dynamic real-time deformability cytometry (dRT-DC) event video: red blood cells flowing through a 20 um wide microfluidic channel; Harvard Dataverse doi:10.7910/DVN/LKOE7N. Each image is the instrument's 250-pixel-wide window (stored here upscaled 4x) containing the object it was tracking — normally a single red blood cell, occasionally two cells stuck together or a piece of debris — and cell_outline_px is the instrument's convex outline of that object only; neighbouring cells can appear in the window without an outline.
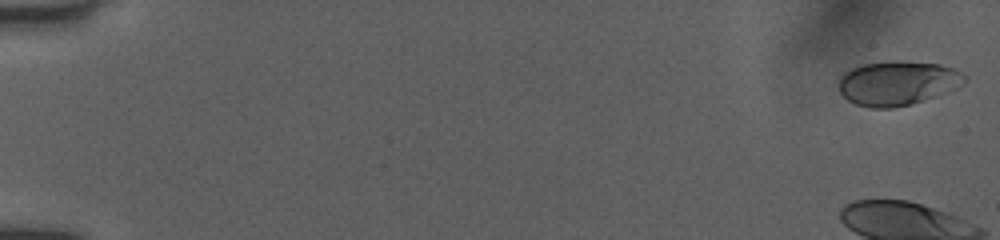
{"species": "human", "species_latin": "Homo sapiens", "temperature_condition": "room temperature", "stored_images_in_passage": 14, "camera_frame_rate_fps": 3000, "um_per_image_px": 0.085, "donor": {"sex": "female"}, "frame": {"image": 1, "passage_image": 1, "time_ms": 0.0, "image_size_px": [1000, 240], "cell_outline_px": [[964, 84], [936, 96], [908, 104], [892, 108], [872, 108], [856, 104], [848, 100], [840, 92], [840, 76], [844, 72], [852, 68], [864, 64], [940, 64], [952, 68], [960, 72], [964, 76]], "centroid_in_image_um": [76.26, 7.11], "position_along_channel_um": 8.7, "area_um2": 31.04}}